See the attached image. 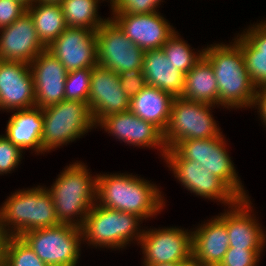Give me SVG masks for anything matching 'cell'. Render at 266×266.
I'll list each match as a JSON object with an SVG mask.
<instances>
[{
    "label": "cell",
    "mask_w": 266,
    "mask_h": 266,
    "mask_svg": "<svg viewBox=\"0 0 266 266\" xmlns=\"http://www.w3.org/2000/svg\"><path fill=\"white\" fill-rule=\"evenodd\" d=\"M165 199L159 188L132 174H97L96 202L99 206L132 213L142 219L160 213Z\"/></svg>",
    "instance_id": "6da1fadb"
},
{
    "label": "cell",
    "mask_w": 266,
    "mask_h": 266,
    "mask_svg": "<svg viewBox=\"0 0 266 266\" xmlns=\"http://www.w3.org/2000/svg\"><path fill=\"white\" fill-rule=\"evenodd\" d=\"M204 48V57L212 64L218 86V106L251 108L257 88L248 74L241 48L235 43Z\"/></svg>",
    "instance_id": "7a4b0ae2"
},
{
    "label": "cell",
    "mask_w": 266,
    "mask_h": 266,
    "mask_svg": "<svg viewBox=\"0 0 266 266\" xmlns=\"http://www.w3.org/2000/svg\"><path fill=\"white\" fill-rule=\"evenodd\" d=\"M60 173L51 188H47L52 195L56 217L61 224L81 228L96 204L97 175L92 177L87 166L80 161L69 164Z\"/></svg>",
    "instance_id": "3957f363"
},
{
    "label": "cell",
    "mask_w": 266,
    "mask_h": 266,
    "mask_svg": "<svg viewBox=\"0 0 266 266\" xmlns=\"http://www.w3.org/2000/svg\"><path fill=\"white\" fill-rule=\"evenodd\" d=\"M59 224L52 195L43 186L15 191L0 207V232L5 236Z\"/></svg>",
    "instance_id": "277c9868"
},
{
    "label": "cell",
    "mask_w": 266,
    "mask_h": 266,
    "mask_svg": "<svg viewBox=\"0 0 266 266\" xmlns=\"http://www.w3.org/2000/svg\"><path fill=\"white\" fill-rule=\"evenodd\" d=\"M142 220L135 214L102 207L96 203L85 217L81 227L82 238L88 245L96 248L105 246L119 250L134 239L139 243L144 232L138 228Z\"/></svg>",
    "instance_id": "5b68a950"
},
{
    "label": "cell",
    "mask_w": 266,
    "mask_h": 266,
    "mask_svg": "<svg viewBox=\"0 0 266 266\" xmlns=\"http://www.w3.org/2000/svg\"><path fill=\"white\" fill-rule=\"evenodd\" d=\"M42 110L41 150L43 152H51L57 147L73 142L95 128L89 106L85 102L63 100Z\"/></svg>",
    "instance_id": "8992f818"
},
{
    "label": "cell",
    "mask_w": 266,
    "mask_h": 266,
    "mask_svg": "<svg viewBox=\"0 0 266 266\" xmlns=\"http://www.w3.org/2000/svg\"><path fill=\"white\" fill-rule=\"evenodd\" d=\"M224 135L207 139H186L172 149L184 160L195 161L219 178L239 199L246 195L228 151Z\"/></svg>",
    "instance_id": "52a82bcc"
},
{
    "label": "cell",
    "mask_w": 266,
    "mask_h": 266,
    "mask_svg": "<svg viewBox=\"0 0 266 266\" xmlns=\"http://www.w3.org/2000/svg\"><path fill=\"white\" fill-rule=\"evenodd\" d=\"M215 105L175 97L168 125L163 133L167 149L186 139H207L222 135L210 110Z\"/></svg>",
    "instance_id": "ba28073f"
},
{
    "label": "cell",
    "mask_w": 266,
    "mask_h": 266,
    "mask_svg": "<svg viewBox=\"0 0 266 266\" xmlns=\"http://www.w3.org/2000/svg\"><path fill=\"white\" fill-rule=\"evenodd\" d=\"M20 237L47 266H76L81 255L80 227L60 223L28 231Z\"/></svg>",
    "instance_id": "9c48e42d"
},
{
    "label": "cell",
    "mask_w": 266,
    "mask_h": 266,
    "mask_svg": "<svg viewBox=\"0 0 266 266\" xmlns=\"http://www.w3.org/2000/svg\"><path fill=\"white\" fill-rule=\"evenodd\" d=\"M98 66L118 75L131 69H142L144 50L133 43L109 17L96 31Z\"/></svg>",
    "instance_id": "30bf717a"
},
{
    "label": "cell",
    "mask_w": 266,
    "mask_h": 266,
    "mask_svg": "<svg viewBox=\"0 0 266 266\" xmlns=\"http://www.w3.org/2000/svg\"><path fill=\"white\" fill-rule=\"evenodd\" d=\"M164 159L181 184L191 193L202 198L234 205L239 198L216 176L199 163L182 159L173 149H167Z\"/></svg>",
    "instance_id": "8fae6325"
},
{
    "label": "cell",
    "mask_w": 266,
    "mask_h": 266,
    "mask_svg": "<svg viewBox=\"0 0 266 266\" xmlns=\"http://www.w3.org/2000/svg\"><path fill=\"white\" fill-rule=\"evenodd\" d=\"M145 266L192 263V231L178 227L144 230L139 241Z\"/></svg>",
    "instance_id": "7c38bea8"
},
{
    "label": "cell",
    "mask_w": 266,
    "mask_h": 266,
    "mask_svg": "<svg viewBox=\"0 0 266 266\" xmlns=\"http://www.w3.org/2000/svg\"><path fill=\"white\" fill-rule=\"evenodd\" d=\"M130 98L121 87L117 73L102 66H94L88 106L96 125L105 117L129 111Z\"/></svg>",
    "instance_id": "4fadbf2b"
},
{
    "label": "cell",
    "mask_w": 266,
    "mask_h": 266,
    "mask_svg": "<svg viewBox=\"0 0 266 266\" xmlns=\"http://www.w3.org/2000/svg\"><path fill=\"white\" fill-rule=\"evenodd\" d=\"M46 49L67 72L98 65L96 31L67 27Z\"/></svg>",
    "instance_id": "5bb4252c"
},
{
    "label": "cell",
    "mask_w": 266,
    "mask_h": 266,
    "mask_svg": "<svg viewBox=\"0 0 266 266\" xmlns=\"http://www.w3.org/2000/svg\"><path fill=\"white\" fill-rule=\"evenodd\" d=\"M35 106L33 76L29 64L0 60V110L10 112Z\"/></svg>",
    "instance_id": "9a60e30c"
},
{
    "label": "cell",
    "mask_w": 266,
    "mask_h": 266,
    "mask_svg": "<svg viewBox=\"0 0 266 266\" xmlns=\"http://www.w3.org/2000/svg\"><path fill=\"white\" fill-rule=\"evenodd\" d=\"M98 126L128 145L159 148L162 158L167 151L163 132L154 124L142 120L131 111L105 117L97 124Z\"/></svg>",
    "instance_id": "2e32d148"
},
{
    "label": "cell",
    "mask_w": 266,
    "mask_h": 266,
    "mask_svg": "<svg viewBox=\"0 0 266 266\" xmlns=\"http://www.w3.org/2000/svg\"><path fill=\"white\" fill-rule=\"evenodd\" d=\"M112 20L124 34L144 51L162 49L175 32L160 12L143 14H112Z\"/></svg>",
    "instance_id": "e0dca14e"
},
{
    "label": "cell",
    "mask_w": 266,
    "mask_h": 266,
    "mask_svg": "<svg viewBox=\"0 0 266 266\" xmlns=\"http://www.w3.org/2000/svg\"><path fill=\"white\" fill-rule=\"evenodd\" d=\"M29 66L33 76L36 107L45 108L65 100L67 70L53 54L45 49Z\"/></svg>",
    "instance_id": "ac0fdd59"
},
{
    "label": "cell",
    "mask_w": 266,
    "mask_h": 266,
    "mask_svg": "<svg viewBox=\"0 0 266 266\" xmlns=\"http://www.w3.org/2000/svg\"><path fill=\"white\" fill-rule=\"evenodd\" d=\"M0 60L30 64L46 47L39 40L33 20L26 11L9 26L0 29Z\"/></svg>",
    "instance_id": "d6986e66"
},
{
    "label": "cell",
    "mask_w": 266,
    "mask_h": 266,
    "mask_svg": "<svg viewBox=\"0 0 266 266\" xmlns=\"http://www.w3.org/2000/svg\"><path fill=\"white\" fill-rule=\"evenodd\" d=\"M251 205L250 199H239L218 216L226 224L229 248L264 249L266 234L251 214Z\"/></svg>",
    "instance_id": "ffe728a7"
},
{
    "label": "cell",
    "mask_w": 266,
    "mask_h": 266,
    "mask_svg": "<svg viewBox=\"0 0 266 266\" xmlns=\"http://www.w3.org/2000/svg\"><path fill=\"white\" fill-rule=\"evenodd\" d=\"M192 263L219 266L229 249L226 224L218 217L199 225L192 231Z\"/></svg>",
    "instance_id": "44dd1931"
},
{
    "label": "cell",
    "mask_w": 266,
    "mask_h": 266,
    "mask_svg": "<svg viewBox=\"0 0 266 266\" xmlns=\"http://www.w3.org/2000/svg\"><path fill=\"white\" fill-rule=\"evenodd\" d=\"M266 21L249 27L234 42L241 48L245 68L257 89L266 88Z\"/></svg>",
    "instance_id": "7402d4cb"
},
{
    "label": "cell",
    "mask_w": 266,
    "mask_h": 266,
    "mask_svg": "<svg viewBox=\"0 0 266 266\" xmlns=\"http://www.w3.org/2000/svg\"><path fill=\"white\" fill-rule=\"evenodd\" d=\"M146 84L180 97L184 90L185 75L166 57L162 49L144 52L143 68Z\"/></svg>",
    "instance_id": "603a6c76"
},
{
    "label": "cell",
    "mask_w": 266,
    "mask_h": 266,
    "mask_svg": "<svg viewBox=\"0 0 266 266\" xmlns=\"http://www.w3.org/2000/svg\"><path fill=\"white\" fill-rule=\"evenodd\" d=\"M9 118L5 136L16 146L23 149L41 150V137L43 132V110L40 107L16 110Z\"/></svg>",
    "instance_id": "cb8c5ba5"
},
{
    "label": "cell",
    "mask_w": 266,
    "mask_h": 266,
    "mask_svg": "<svg viewBox=\"0 0 266 266\" xmlns=\"http://www.w3.org/2000/svg\"><path fill=\"white\" fill-rule=\"evenodd\" d=\"M174 98L168 92L147 85L130 98L129 111L142 120L154 124L164 133Z\"/></svg>",
    "instance_id": "d4e9b609"
},
{
    "label": "cell",
    "mask_w": 266,
    "mask_h": 266,
    "mask_svg": "<svg viewBox=\"0 0 266 266\" xmlns=\"http://www.w3.org/2000/svg\"><path fill=\"white\" fill-rule=\"evenodd\" d=\"M180 97L218 105L217 80L212 64L204 56L185 74L184 90Z\"/></svg>",
    "instance_id": "484cf974"
},
{
    "label": "cell",
    "mask_w": 266,
    "mask_h": 266,
    "mask_svg": "<svg viewBox=\"0 0 266 266\" xmlns=\"http://www.w3.org/2000/svg\"><path fill=\"white\" fill-rule=\"evenodd\" d=\"M42 44L49 46L68 26L60 4L35 2L26 10Z\"/></svg>",
    "instance_id": "4316f807"
},
{
    "label": "cell",
    "mask_w": 266,
    "mask_h": 266,
    "mask_svg": "<svg viewBox=\"0 0 266 266\" xmlns=\"http://www.w3.org/2000/svg\"><path fill=\"white\" fill-rule=\"evenodd\" d=\"M100 0H63L61 7L68 27L97 31L107 19L98 17Z\"/></svg>",
    "instance_id": "83f0119b"
},
{
    "label": "cell",
    "mask_w": 266,
    "mask_h": 266,
    "mask_svg": "<svg viewBox=\"0 0 266 266\" xmlns=\"http://www.w3.org/2000/svg\"><path fill=\"white\" fill-rule=\"evenodd\" d=\"M178 34L175 31L164 43L162 50L176 68L185 75L203 57L204 49L198 53L194 52V49L191 50V46Z\"/></svg>",
    "instance_id": "f1b7e54d"
},
{
    "label": "cell",
    "mask_w": 266,
    "mask_h": 266,
    "mask_svg": "<svg viewBox=\"0 0 266 266\" xmlns=\"http://www.w3.org/2000/svg\"><path fill=\"white\" fill-rule=\"evenodd\" d=\"M4 266H47L20 236H6Z\"/></svg>",
    "instance_id": "f546056e"
},
{
    "label": "cell",
    "mask_w": 266,
    "mask_h": 266,
    "mask_svg": "<svg viewBox=\"0 0 266 266\" xmlns=\"http://www.w3.org/2000/svg\"><path fill=\"white\" fill-rule=\"evenodd\" d=\"M92 70L93 68H82L67 72L65 100L81 101L88 104Z\"/></svg>",
    "instance_id": "4dcf8cb0"
},
{
    "label": "cell",
    "mask_w": 266,
    "mask_h": 266,
    "mask_svg": "<svg viewBox=\"0 0 266 266\" xmlns=\"http://www.w3.org/2000/svg\"><path fill=\"white\" fill-rule=\"evenodd\" d=\"M22 151L5 135H0V175L10 173V171L17 168L22 159Z\"/></svg>",
    "instance_id": "1f68e13d"
},
{
    "label": "cell",
    "mask_w": 266,
    "mask_h": 266,
    "mask_svg": "<svg viewBox=\"0 0 266 266\" xmlns=\"http://www.w3.org/2000/svg\"><path fill=\"white\" fill-rule=\"evenodd\" d=\"M263 249L229 248L219 266H257Z\"/></svg>",
    "instance_id": "d6a6232c"
},
{
    "label": "cell",
    "mask_w": 266,
    "mask_h": 266,
    "mask_svg": "<svg viewBox=\"0 0 266 266\" xmlns=\"http://www.w3.org/2000/svg\"><path fill=\"white\" fill-rule=\"evenodd\" d=\"M162 0H117L111 7L112 14H143L158 11Z\"/></svg>",
    "instance_id": "836d02e7"
},
{
    "label": "cell",
    "mask_w": 266,
    "mask_h": 266,
    "mask_svg": "<svg viewBox=\"0 0 266 266\" xmlns=\"http://www.w3.org/2000/svg\"><path fill=\"white\" fill-rule=\"evenodd\" d=\"M121 87L129 98L134 97L145 86L146 80L142 69H131L119 75Z\"/></svg>",
    "instance_id": "e575fe53"
},
{
    "label": "cell",
    "mask_w": 266,
    "mask_h": 266,
    "mask_svg": "<svg viewBox=\"0 0 266 266\" xmlns=\"http://www.w3.org/2000/svg\"><path fill=\"white\" fill-rule=\"evenodd\" d=\"M27 8L17 0H0V29L12 24Z\"/></svg>",
    "instance_id": "d590c367"
},
{
    "label": "cell",
    "mask_w": 266,
    "mask_h": 266,
    "mask_svg": "<svg viewBox=\"0 0 266 266\" xmlns=\"http://www.w3.org/2000/svg\"><path fill=\"white\" fill-rule=\"evenodd\" d=\"M258 107L261 120L266 126V88L257 89L251 108Z\"/></svg>",
    "instance_id": "8d00e7d4"
},
{
    "label": "cell",
    "mask_w": 266,
    "mask_h": 266,
    "mask_svg": "<svg viewBox=\"0 0 266 266\" xmlns=\"http://www.w3.org/2000/svg\"><path fill=\"white\" fill-rule=\"evenodd\" d=\"M5 238L6 236L0 232V266H4Z\"/></svg>",
    "instance_id": "74e56055"
},
{
    "label": "cell",
    "mask_w": 266,
    "mask_h": 266,
    "mask_svg": "<svg viewBox=\"0 0 266 266\" xmlns=\"http://www.w3.org/2000/svg\"><path fill=\"white\" fill-rule=\"evenodd\" d=\"M191 263H160L156 265H149V266H187Z\"/></svg>",
    "instance_id": "f35d334b"
},
{
    "label": "cell",
    "mask_w": 266,
    "mask_h": 266,
    "mask_svg": "<svg viewBox=\"0 0 266 266\" xmlns=\"http://www.w3.org/2000/svg\"><path fill=\"white\" fill-rule=\"evenodd\" d=\"M17 1H19L26 8L30 7L31 5H33L36 2V0H17Z\"/></svg>",
    "instance_id": "ab89813d"
},
{
    "label": "cell",
    "mask_w": 266,
    "mask_h": 266,
    "mask_svg": "<svg viewBox=\"0 0 266 266\" xmlns=\"http://www.w3.org/2000/svg\"><path fill=\"white\" fill-rule=\"evenodd\" d=\"M63 0H36V2L46 3V4H61Z\"/></svg>",
    "instance_id": "60d3db41"
},
{
    "label": "cell",
    "mask_w": 266,
    "mask_h": 266,
    "mask_svg": "<svg viewBox=\"0 0 266 266\" xmlns=\"http://www.w3.org/2000/svg\"><path fill=\"white\" fill-rule=\"evenodd\" d=\"M102 1H105V0H102ZM116 1H117V0H110V5H111V7L115 4Z\"/></svg>",
    "instance_id": "b9f144b4"
},
{
    "label": "cell",
    "mask_w": 266,
    "mask_h": 266,
    "mask_svg": "<svg viewBox=\"0 0 266 266\" xmlns=\"http://www.w3.org/2000/svg\"><path fill=\"white\" fill-rule=\"evenodd\" d=\"M187 266H200V265H197V264L191 263V264H188Z\"/></svg>",
    "instance_id": "7bdbcfd3"
}]
</instances>
